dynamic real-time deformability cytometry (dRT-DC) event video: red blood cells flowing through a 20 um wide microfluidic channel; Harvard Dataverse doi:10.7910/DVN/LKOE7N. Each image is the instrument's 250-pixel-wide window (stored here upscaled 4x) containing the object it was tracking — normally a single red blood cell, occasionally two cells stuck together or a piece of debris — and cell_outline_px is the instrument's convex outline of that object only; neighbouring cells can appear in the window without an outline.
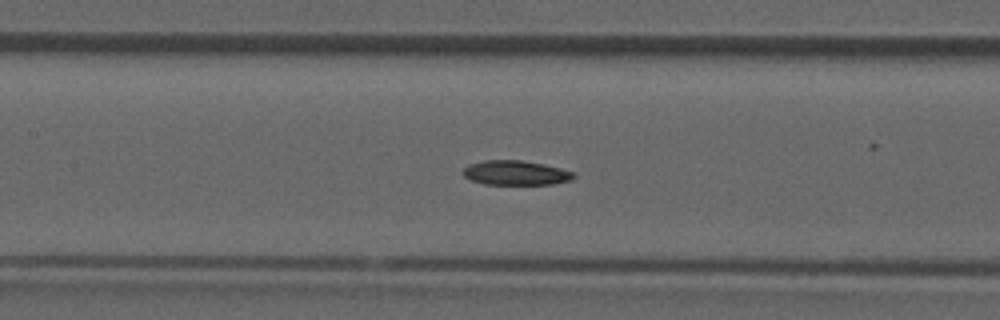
{"species": "common noctule bat (a hibernating species)", "species_latin": "Nyctalus noctula", "temperature_condition": "room temperature", "stored_images_in_passage": 40, "camera_frame_rate_fps": 3000, "um_per_image_px": 0.085, "animal": {"sex": "male", "forearm_length_mm": 52.5}, "frame": {"image": 1, "passage_image": 18, "time_ms": 5.667, "image_size_px": [1000, 320], "cell_outline_px": [[576, 176], [572, 180], [552, 184], [484, 184], [472, 180], [464, 176], [460, 172], [468, 164], [484, 160], [524, 160], [544, 164], [576, 172]], "centroid_in_image_um": [43.84, 14.68], "position_along_channel_um": 163.6, "area_um2": 16.01}}